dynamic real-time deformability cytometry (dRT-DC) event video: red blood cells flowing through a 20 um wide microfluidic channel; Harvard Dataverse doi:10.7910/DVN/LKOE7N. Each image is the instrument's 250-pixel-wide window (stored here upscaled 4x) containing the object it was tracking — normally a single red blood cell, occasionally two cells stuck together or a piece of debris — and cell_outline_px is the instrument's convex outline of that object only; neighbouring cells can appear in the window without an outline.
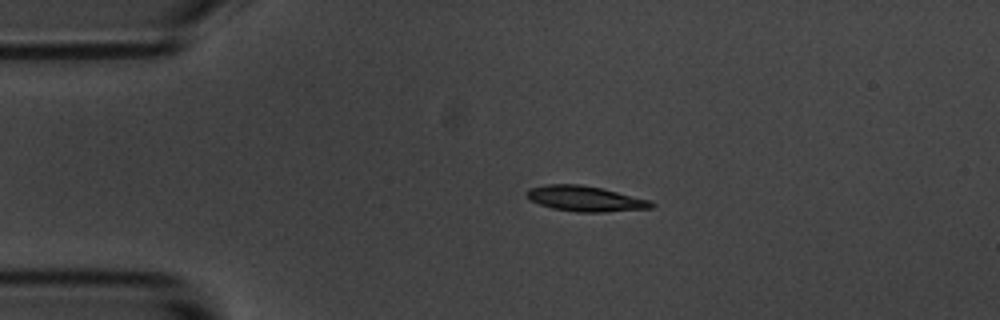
{"species": "common noctule bat (a hibernating species)", "species_latin": "Nyctalus noctula", "temperature_condition": "room temperature", "stored_images_in_passage": 2, "camera_frame_rate_fps": 3000, "um_per_image_px": 0.085, "animal": {"sex": "male", "body_mass_g": 20.1, "forearm_length_mm": 53.5}, "frame": {"image": 1, "passage_image": 1, "time_ms": 0.0, "image_size_px": [1000, 320], "cell_outline_px": [[656, 204], [652, 208], [604, 212], [576, 212], [552, 208], [528, 200], [524, 196], [524, 192], [528, 188], [548, 184], [580, 184], [604, 188], [648, 200]], "centroid_in_image_um": [49.68, 16.88], "position_along_channel_um": 35.3, "area_um2": 18.67}}